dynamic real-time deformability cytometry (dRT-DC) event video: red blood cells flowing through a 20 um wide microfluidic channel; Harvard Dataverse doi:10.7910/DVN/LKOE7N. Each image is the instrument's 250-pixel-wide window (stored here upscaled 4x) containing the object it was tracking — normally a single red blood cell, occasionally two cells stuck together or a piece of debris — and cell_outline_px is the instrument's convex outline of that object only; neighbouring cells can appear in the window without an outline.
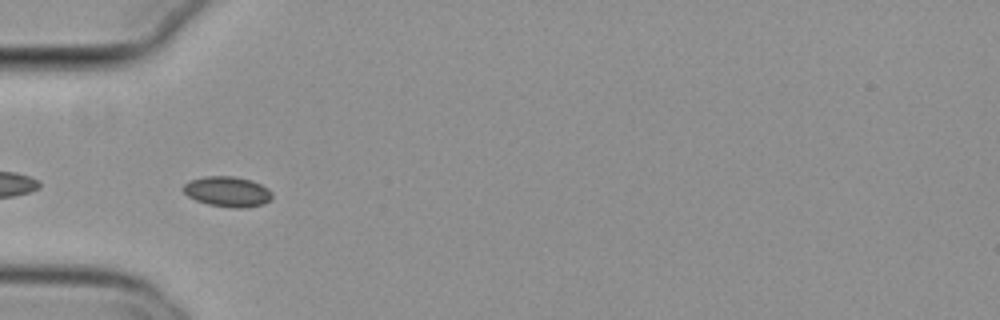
{"species": "common noctule bat (a hibernating species)", "species_latin": "Nyctalus noctula", "temperature_condition": "cold", "stored_images_in_passage": 39, "camera_frame_rate_fps": 3000, "um_per_image_px": 0.085, "animal": {"sex": "female", "body_mass_g": 29.2, "forearm_length_mm": 56.3}, "frame": {"image": 1, "passage_image": 2, "time_ms": 0.333, "image_size_px": [1000, 320], "cell_outline_px": [[272, 200], [264, 204], [244, 208], [232, 208], [208, 204], [196, 200], [188, 196], [180, 188], [184, 184], [192, 180], [204, 176], [232, 176], [252, 180], [268, 188], [272, 192]], "centroid_in_image_um": [19.35, 16.29], "position_along_channel_um": 65.6, "area_um2": 15.84}}
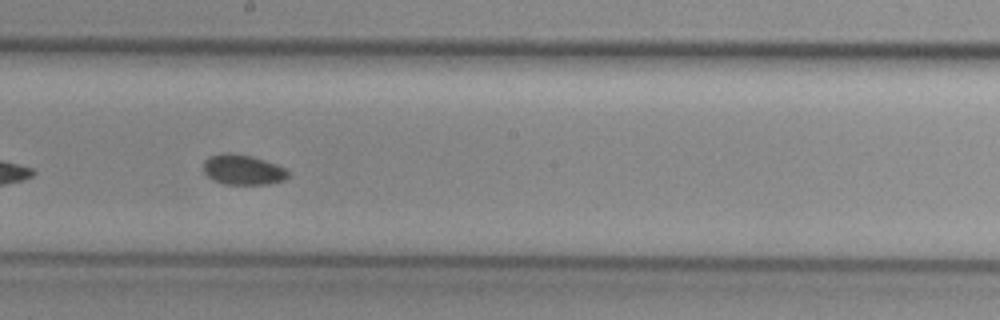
{"frame": {"image": 2, "passage_image": 15, "time_ms": 4.667, "image_size_px": [1000, 320], "cell_outline_px": [[288, 176], [284, 180], [268, 184], [224, 184], [212, 180], [204, 172], [204, 160], [208, 156], [220, 152], [228, 152], [252, 156], [276, 164], [284, 168], [288, 172]], "centroid_in_image_um": [20.6, 14.41], "position_along_channel_um": 227.6, "area_um2": 14.97}}
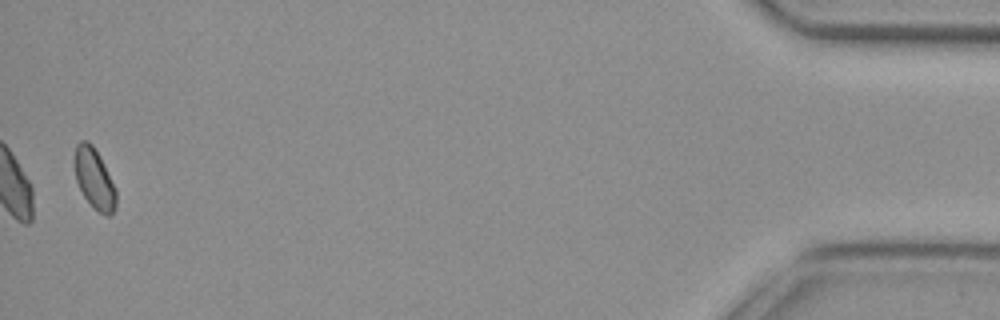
{"frame": {"image": 3, "passage_image": 38, "time_ms": 12.333, "image_size_px": [1000, 320], "cell_outline_px": [[116, 204], [112, 212], [108, 216], [104, 216], [84, 196], [76, 180], [72, 160], [76, 144], [80, 140], [88, 140], [92, 144], [100, 156], [116, 188]], "centroid_in_image_um": [7.98, 15.11], "position_along_channel_um": 427.2, "area_um2": 14.74}}